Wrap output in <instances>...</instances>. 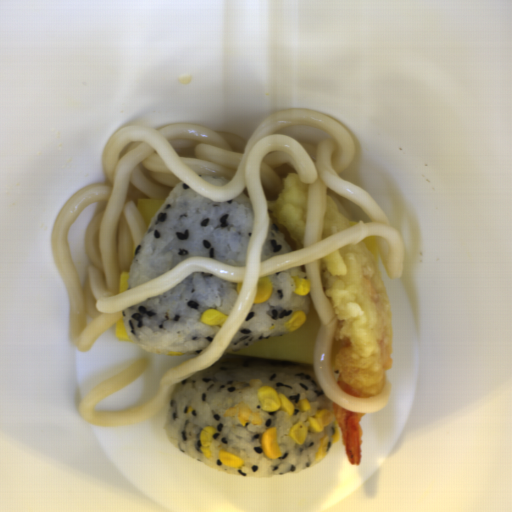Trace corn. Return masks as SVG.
I'll return each mask as SVG.
<instances>
[{"mask_svg":"<svg viewBox=\"0 0 512 512\" xmlns=\"http://www.w3.org/2000/svg\"><path fill=\"white\" fill-rule=\"evenodd\" d=\"M257 399L261 410L266 413L283 411L288 415L295 410L294 402L287 396L269 386H263L257 391Z\"/></svg>","mask_w":512,"mask_h":512,"instance_id":"obj_1","label":"corn"},{"mask_svg":"<svg viewBox=\"0 0 512 512\" xmlns=\"http://www.w3.org/2000/svg\"><path fill=\"white\" fill-rule=\"evenodd\" d=\"M259 444L267 458L276 459L282 455L279 447L278 432L276 427H269L261 435Z\"/></svg>","mask_w":512,"mask_h":512,"instance_id":"obj_2","label":"corn"},{"mask_svg":"<svg viewBox=\"0 0 512 512\" xmlns=\"http://www.w3.org/2000/svg\"><path fill=\"white\" fill-rule=\"evenodd\" d=\"M226 416L237 417L238 423L242 426H245L246 422H251L256 427L262 423L259 413L254 412L245 405L239 403L224 411L223 417Z\"/></svg>","mask_w":512,"mask_h":512,"instance_id":"obj_3","label":"corn"},{"mask_svg":"<svg viewBox=\"0 0 512 512\" xmlns=\"http://www.w3.org/2000/svg\"><path fill=\"white\" fill-rule=\"evenodd\" d=\"M334 411L322 409L308 418V424L315 433H320L334 418Z\"/></svg>","mask_w":512,"mask_h":512,"instance_id":"obj_4","label":"corn"},{"mask_svg":"<svg viewBox=\"0 0 512 512\" xmlns=\"http://www.w3.org/2000/svg\"><path fill=\"white\" fill-rule=\"evenodd\" d=\"M228 317L229 315H224L214 308H208L201 313L199 319L204 324L222 327L226 323Z\"/></svg>","mask_w":512,"mask_h":512,"instance_id":"obj_5","label":"corn"},{"mask_svg":"<svg viewBox=\"0 0 512 512\" xmlns=\"http://www.w3.org/2000/svg\"><path fill=\"white\" fill-rule=\"evenodd\" d=\"M272 292V282L270 277L261 276L256 285V294L253 303H259L269 299Z\"/></svg>","mask_w":512,"mask_h":512,"instance_id":"obj_6","label":"corn"},{"mask_svg":"<svg viewBox=\"0 0 512 512\" xmlns=\"http://www.w3.org/2000/svg\"><path fill=\"white\" fill-rule=\"evenodd\" d=\"M215 431H216L215 428H213L212 426H208V425L206 427H204L203 429H201V431H200L199 440H200L201 446H200L199 450L205 457H208V458L212 457V452L210 450V444L213 440V435H214Z\"/></svg>","mask_w":512,"mask_h":512,"instance_id":"obj_7","label":"corn"},{"mask_svg":"<svg viewBox=\"0 0 512 512\" xmlns=\"http://www.w3.org/2000/svg\"><path fill=\"white\" fill-rule=\"evenodd\" d=\"M217 458L220 463L234 469L242 467L245 462L244 459L241 458L240 456L221 449L217 452Z\"/></svg>","mask_w":512,"mask_h":512,"instance_id":"obj_8","label":"corn"},{"mask_svg":"<svg viewBox=\"0 0 512 512\" xmlns=\"http://www.w3.org/2000/svg\"><path fill=\"white\" fill-rule=\"evenodd\" d=\"M307 315L305 311H296L293 313L290 318L284 323L283 328L288 332H293L296 329L300 328L303 323L306 321Z\"/></svg>","mask_w":512,"mask_h":512,"instance_id":"obj_9","label":"corn"},{"mask_svg":"<svg viewBox=\"0 0 512 512\" xmlns=\"http://www.w3.org/2000/svg\"><path fill=\"white\" fill-rule=\"evenodd\" d=\"M308 428L302 422L297 421L290 427L289 434L295 443L304 444L307 439Z\"/></svg>","mask_w":512,"mask_h":512,"instance_id":"obj_10","label":"corn"},{"mask_svg":"<svg viewBox=\"0 0 512 512\" xmlns=\"http://www.w3.org/2000/svg\"><path fill=\"white\" fill-rule=\"evenodd\" d=\"M291 278L295 285V289H294L293 293L298 294L300 296H304V297L308 296V294L311 292L310 281L308 279H304L301 277H295V276H292Z\"/></svg>","mask_w":512,"mask_h":512,"instance_id":"obj_11","label":"corn"},{"mask_svg":"<svg viewBox=\"0 0 512 512\" xmlns=\"http://www.w3.org/2000/svg\"><path fill=\"white\" fill-rule=\"evenodd\" d=\"M330 436L321 438L318 450L315 452V460L319 461L326 457L329 451Z\"/></svg>","mask_w":512,"mask_h":512,"instance_id":"obj_12","label":"corn"},{"mask_svg":"<svg viewBox=\"0 0 512 512\" xmlns=\"http://www.w3.org/2000/svg\"><path fill=\"white\" fill-rule=\"evenodd\" d=\"M340 438H341V428H340L337 420L335 419V421H334V431H333V435L331 437V443L335 444L336 442L339 441Z\"/></svg>","mask_w":512,"mask_h":512,"instance_id":"obj_13","label":"corn"},{"mask_svg":"<svg viewBox=\"0 0 512 512\" xmlns=\"http://www.w3.org/2000/svg\"><path fill=\"white\" fill-rule=\"evenodd\" d=\"M298 405L302 412H307L308 410H311L310 402L306 398H302L301 400H299Z\"/></svg>","mask_w":512,"mask_h":512,"instance_id":"obj_14","label":"corn"},{"mask_svg":"<svg viewBox=\"0 0 512 512\" xmlns=\"http://www.w3.org/2000/svg\"><path fill=\"white\" fill-rule=\"evenodd\" d=\"M167 354L169 355V357H175V356H182L183 352L171 351Z\"/></svg>","mask_w":512,"mask_h":512,"instance_id":"obj_15","label":"corn"},{"mask_svg":"<svg viewBox=\"0 0 512 512\" xmlns=\"http://www.w3.org/2000/svg\"><path fill=\"white\" fill-rule=\"evenodd\" d=\"M242 285H243V282H241V281H237V283H236V289H237V292H238V294H239V295H240L241 290H242Z\"/></svg>","mask_w":512,"mask_h":512,"instance_id":"obj_16","label":"corn"}]
</instances>
